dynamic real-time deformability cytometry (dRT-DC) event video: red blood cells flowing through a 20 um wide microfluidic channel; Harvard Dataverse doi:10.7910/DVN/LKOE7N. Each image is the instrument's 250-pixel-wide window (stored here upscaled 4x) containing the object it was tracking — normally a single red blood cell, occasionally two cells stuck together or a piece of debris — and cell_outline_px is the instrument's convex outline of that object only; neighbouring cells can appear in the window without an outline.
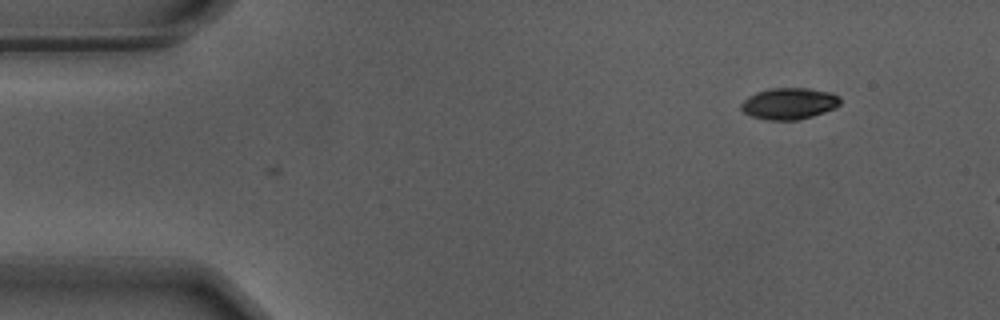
{"species": "Egyptian fruit bat (a non-hibernating species)", "species_latin": "Rousettus aegyptiacus", "temperature_condition": "warm", "stored_images_in_passage": 4, "camera_frame_rate_fps": 3000, "um_per_image_px": 0.085, "animal": {"sex": "male"}, "frame": {"image": 1, "passage_image": 4, "time_ms": 1.0, "image_size_px": [1000, 320], "cell_outline_px": [[840, 104], [836, 108], [812, 116], [796, 120], [768, 120], [752, 116], [744, 112], [740, 108], [740, 104], [748, 96], [756, 92], [772, 88], [808, 88], [832, 92], [840, 96]], "centroid_in_image_um": [67.09, 8.79], "position_along_channel_um": 17.9, "area_um2": 18.26}}